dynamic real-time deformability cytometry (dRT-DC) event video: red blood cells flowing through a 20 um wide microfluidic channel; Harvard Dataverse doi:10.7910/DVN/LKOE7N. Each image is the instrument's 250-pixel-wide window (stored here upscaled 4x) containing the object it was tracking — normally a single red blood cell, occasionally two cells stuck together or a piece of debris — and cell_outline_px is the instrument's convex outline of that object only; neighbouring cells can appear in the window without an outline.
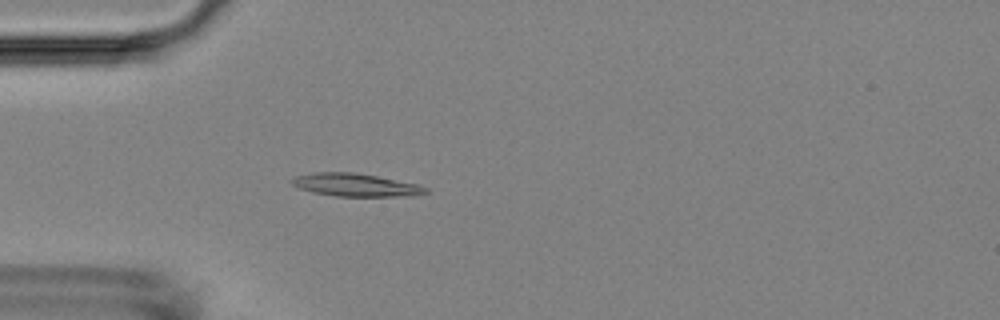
{"species": "Egyptian fruit bat (a non-hibernating species)", "species_latin": "Rousettus aegyptiacus", "temperature_condition": "room temperature", "stored_images_in_passage": 53, "camera_frame_rate_fps": 3000, "um_per_image_px": 0.085, "animal": {"sex": "female"}, "frame": {"image": 1, "passage_image": 15, "time_ms": 4.667, "image_size_px": [1000, 320], "cell_outline_px": [[428, 192], [412, 196], [336, 196], [312, 192], [300, 188], [292, 184], [288, 180], [296, 176], [312, 172], [352, 172], [376, 176], [420, 184], [428, 188]], "centroid_in_image_um": [30.23, 15.72], "position_along_channel_um": 54.8, "area_um2": 17.92}}
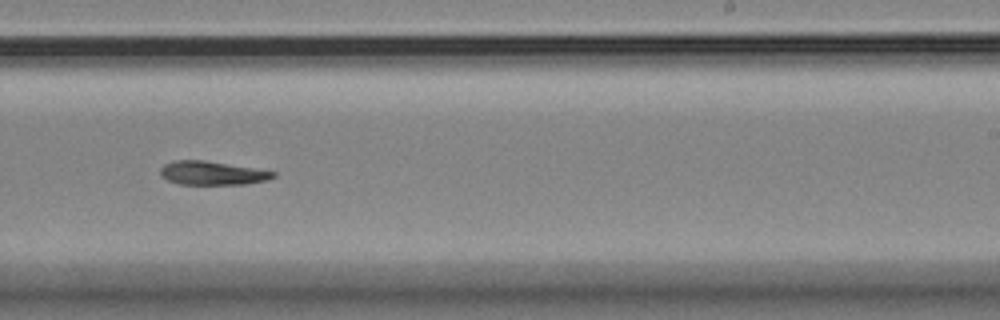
{"frame": {"image": 2, "passage_image": 33, "time_ms": 10.667, "image_size_px": [1000, 320], "cell_outline_px": [[276, 176], [268, 180], [244, 184], [176, 184], [160, 176], [160, 168], [164, 164], [176, 160], [204, 160], [276, 172]], "centroid_in_image_um": [18.0, 14.71], "position_along_channel_um": 271.0, "area_um2": 15.49}}
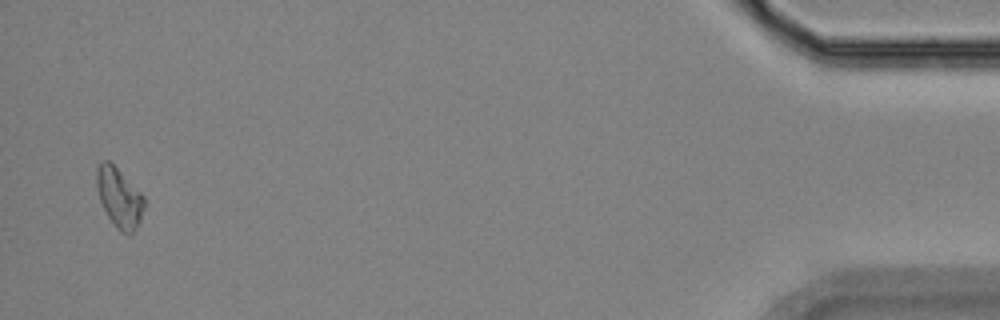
{"frame": {"image": 3, "passage_image": 52, "time_ms": 17.0, "image_size_px": [1000, 320], "cell_outline_px": [[144, 208], [140, 220], [132, 232], [128, 236], [120, 232], [116, 228], [108, 216], [100, 200], [96, 184], [96, 168], [100, 160], [108, 160], [144, 196]], "centroid_in_image_um": [10.11, 16.8], "position_along_channel_um": 425.1, "area_um2": 16.3}}